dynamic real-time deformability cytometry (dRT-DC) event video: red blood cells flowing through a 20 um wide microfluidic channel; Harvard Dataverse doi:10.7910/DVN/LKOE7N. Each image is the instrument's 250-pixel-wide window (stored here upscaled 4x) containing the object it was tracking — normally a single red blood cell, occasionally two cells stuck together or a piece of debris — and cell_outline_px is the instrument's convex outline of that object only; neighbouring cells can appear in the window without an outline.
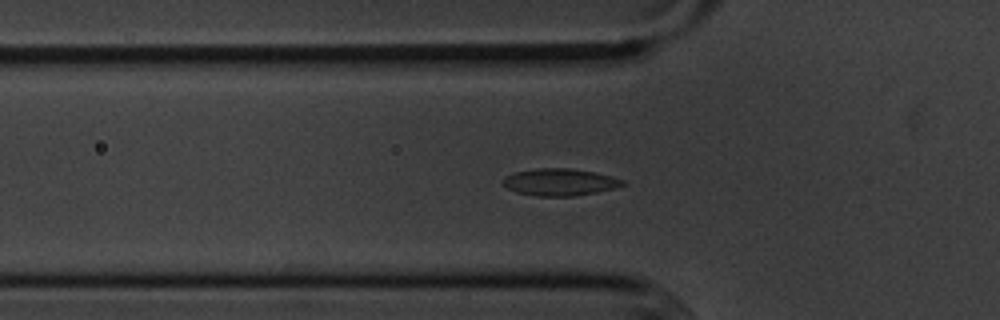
{"species": "common noctule bat (a hibernating species)", "species_latin": "Nyctalus noctula", "temperature_condition": "cold", "stored_images_in_passage": 36, "camera_frame_rate_fps": 3000, "um_per_image_px": 0.085, "animal": {"sex": "male", "body_mass_g": 20.1, "forearm_length_mm": 53.5}, "frame": {"image": 1, "passage_image": 8, "time_ms": 2.333, "image_size_px": [1000, 320], "cell_outline_px": [[628, 184], [616, 188], [596, 192], [572, 196], [536, 196], [516, 192], [500, 184], [504, 176], [516, 172], [536, 168], [568, 168], [596, 172], [612, 176], [624, 180]], "centroid_in_image_um": [47.59, 15.47], "position_along_channel_um": 78.2, "area_um2": 19.07}}
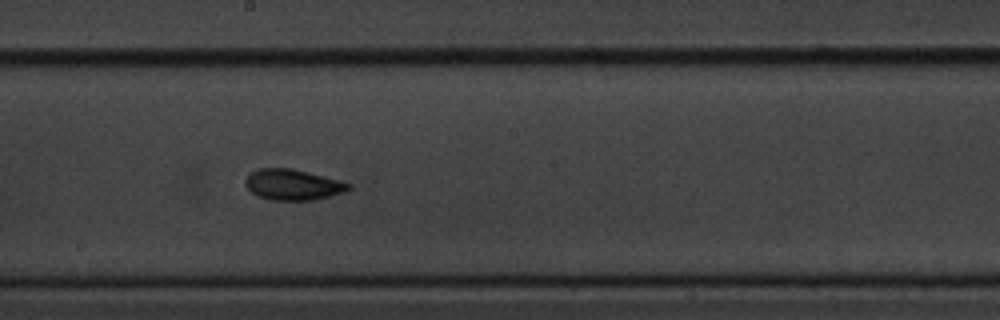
{"frame": {"image": 2, "passage_image": 20, "time_ms": 6.333, "image_size_px": [1000, 320], "cell_outline_px": [[352, 188], [344, 192], [312, 200], [268, 200], [256, 196], [244, 184], [244, 180], [252, 172], [260, 168], [292, 168], [308, 172], [352, 184]], "centroid_in_image_um": [24.87, 15.7], "position_along_channel_um": 223.3, "area_um2": 18.44}}
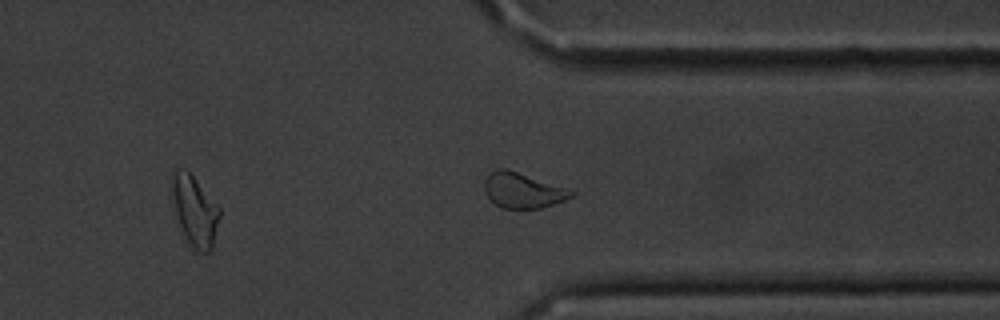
{"frame": {"image": 3, "passage_image": 32, "time_ms": 10.333, "image_size_px": [1000, 320], "cell_outline_px": [[576, 196], [540, 208], [500, 208], [484, 192], [484, 180], [488, 172], [496, 168], [508, 168], [576, 192]], "centroid_in_image_um": [44.39, 16.16], "position_along_channel_um": 367.0, "area_um2": 17.86}, "authors_computed_cell_mechanics": {"area_um2": 18.4093, "velocity_mm_per_s": 3.6104, "shape_relaxation_time_tau1_ms": 3.7976, "shape_relaxation_time_tau2_ms": 2.7056, "deformation_change_tau1": 0.1045, "deformation_change_tau2": 0.0676}}